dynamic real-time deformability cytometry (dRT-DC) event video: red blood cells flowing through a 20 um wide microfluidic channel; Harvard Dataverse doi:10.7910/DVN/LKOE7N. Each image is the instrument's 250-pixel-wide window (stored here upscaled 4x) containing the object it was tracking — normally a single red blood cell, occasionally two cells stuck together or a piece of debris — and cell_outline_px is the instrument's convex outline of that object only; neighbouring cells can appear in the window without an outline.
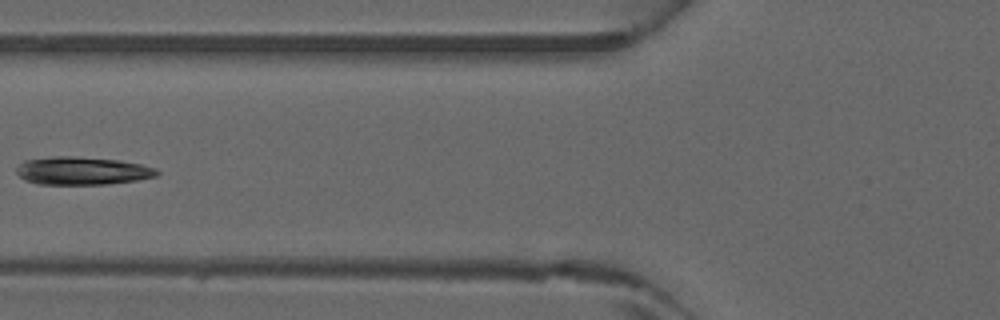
{"species": "common noctule bat (a hibernating species)", "species_latin": "Nyctalus noctula", "temperature_condition": "warm", "stored_images_in_passage": 4, "camera_frame_rate_fps": 3000, "um_per_image_px": 0.085, "animal": {"sex": "male", "forearm_length_mm": 52.5}, "frame": {"image": 1, "passage_image": 4, "time_ms": 1.0, "image_size_px": [1000, 320], "cell_outline_px": [[160, 172], [156, 176], [136, 180], [108, 184], [36, 184], [24, 180], [16, 172], [16, 168], [24, 160], [52, 156], [72, 156], [120, 160], [140, 164], [156, 168]], "centroid_in_image_um": [6.97, 14.51], "position_along_channel_um": 118.8, "area_um2": 22.95}}